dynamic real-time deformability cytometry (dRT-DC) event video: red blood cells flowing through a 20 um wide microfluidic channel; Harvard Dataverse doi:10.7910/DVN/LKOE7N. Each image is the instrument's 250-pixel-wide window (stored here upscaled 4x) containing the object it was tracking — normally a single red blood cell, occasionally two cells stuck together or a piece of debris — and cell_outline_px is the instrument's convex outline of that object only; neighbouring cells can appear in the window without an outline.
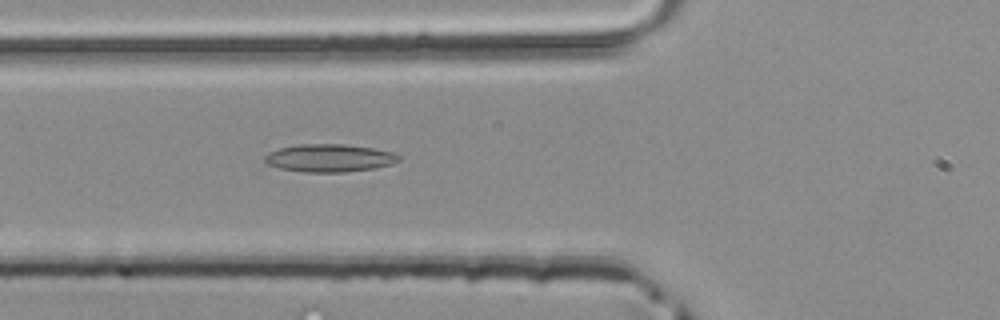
{"species": "common noctule bat (a hibernating species)", "species_latin": "Nyctalus noctula", "temperature_condition": "room temperature", "stored_images_in_passage": 33, "camera_frame_rate_fps": 3000, "um_per_image_px": 0.085, "animal": {"sex": "male", "body_mass_g": 20.4}, "frame": {"image": 1, "passage_image": 6, "time_ms": 1.667, "image_size_px": [1000, 320], "cell_outline_px": [[400, 160], [392, 164], [372, 168], [344, 172], [304, 172], [280, 168], [268, 164], [264, 160], [264, 156], [268, 152], [280, 148], [300, 144], [344, 144], [372, 148], [392, 152], [400, 156]], "centroid_in_image_um": [27.98, 13.43], "position_along_channel_um": 97.8, "area_um2": 21.56}}
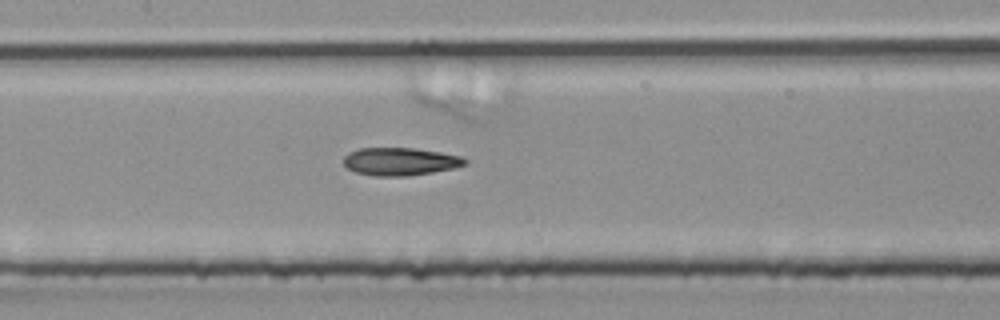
{"frame": {"image": 2, "passage_image": 11, "time_ms": 3.333, "image_size_px": [1000, 320], "cell_outline_px": [[468, 164], [452, 168], [432, 172], [404, 176], [376, 176], [356, 172], [348, 168], [344, 164], [344, 156], [348, 152], [360, 148], [412, 148], [440, 152], [460, 156], [468, 160]], "centroid_in_image_um": [34.0, 13.72], "position_along_channel_um": 173.4, "area_um2": 19.54}}
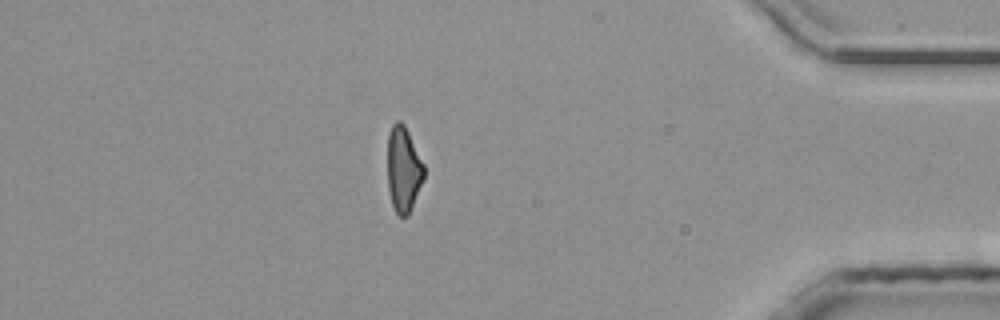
{"frame": {"image": 3, "passage_image": 29, "time_ms": 9.333, "image_size_px": [1000, 320], "cell_outline_px": [[424, 180], [408, 216], [400, 216], [396, 212], [392, 204], [388, 188], [388, 132], [392, 124], [396, 120], [400, 120], [404, 124], [424, 164]], "centroid_in_image_um": [34.29, 14.38], "position_along_channel_um": 400.9, "area_um2": 18.21}}